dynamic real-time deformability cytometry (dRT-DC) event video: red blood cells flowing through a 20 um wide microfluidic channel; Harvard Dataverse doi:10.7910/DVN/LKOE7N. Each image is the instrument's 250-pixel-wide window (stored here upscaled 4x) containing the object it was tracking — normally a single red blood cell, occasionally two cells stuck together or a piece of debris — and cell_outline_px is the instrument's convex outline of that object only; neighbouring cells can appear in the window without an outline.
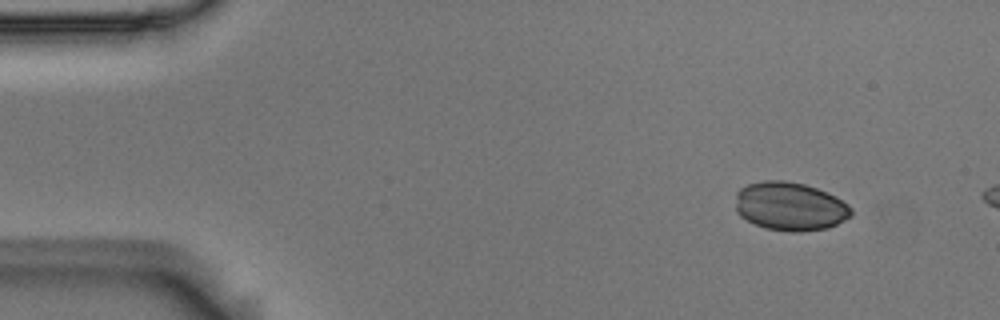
{"species": "Egyptian fruit bat (a non-hibernating species)", "species_latin": "Rousettus aegyptiacus", "temperature_condition": "room temperature", "stored_images_in_passage": 11, "camera_frame_rate_fps": 3000, "um_per_image_px": 0.085, "animal": {"sex": "male"}, "frame": {"image": 1, "passage_image": 5, "time_ms": 1.333, "image_size_px": [1000, 320], "cell_outline_px": [[852, 216], [828, 228], [800, 232], [792, 232], [764, 228], [740, 216], [736, 212], [736, 192], [740, 188], [748, 184], [764, 180], [784, 180], [804, 184], [816, 188], [836, 196], [848, 204], [852, 208]], "centroid_in_image_um": [67.16, 17.54], "position_along_channel_um": 17.8, "area_um2": 32.89}}